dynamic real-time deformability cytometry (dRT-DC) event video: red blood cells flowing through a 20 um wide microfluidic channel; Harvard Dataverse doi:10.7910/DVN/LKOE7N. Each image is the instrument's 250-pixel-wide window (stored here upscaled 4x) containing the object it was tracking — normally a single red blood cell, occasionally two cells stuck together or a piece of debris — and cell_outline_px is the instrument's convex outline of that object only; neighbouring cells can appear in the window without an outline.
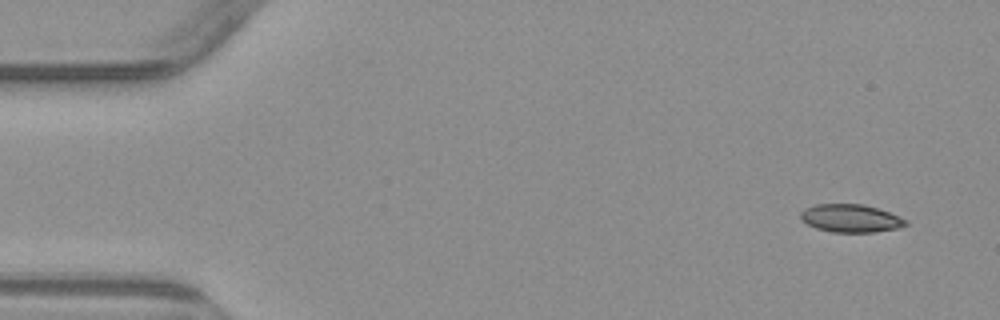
{"species": "common noctule bat (a hibernating species)", "species_latin": "Nyctalus noctula", "temperature_condition": "warm", "stored_images_in_passage": 5, "camera_frame_rate_fps": 3000, "um_per_image_px": 0.085, "animal": {"sex": "male", "body_mass_g": 23.1, "forearm_length_mm": 52.7}, "frame": {"image": 1, "passage_image": 1, "time_ms": 0.0, "image_size_px": [1000, 320], "cell_outline_px": [[908, 224], [900, 228], [872, 232], [832, 232], [816, 228], [800, 220], [800, 212], [804, 208], [816, 204], [864, 204], [888, 212], [908, 220]], "centroid_in_image_um": [72.29, 18.55], "position_along_channel_um": 12.7, "area_um2": 17.17}}
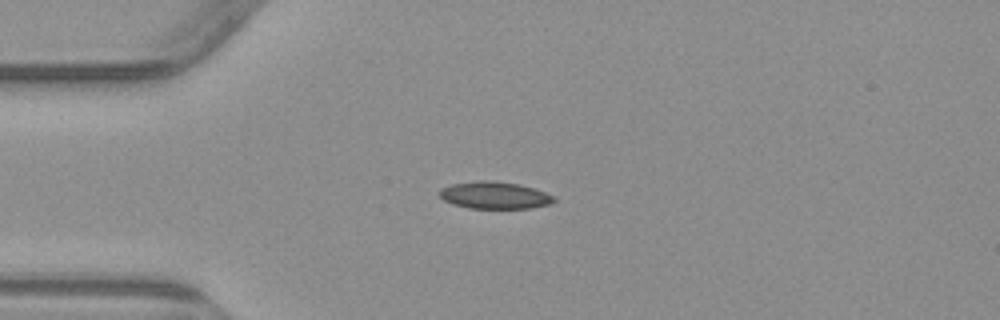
{"frame": {"image": 2, "passage_image": 3, "time_ms": 3.333, "image_size_px": [1000, 320], "cell_outline_px": [[556, 200], [548, 204], [528, 208], [468, 208], [452, 204], [444, 200], [440, 196], [440, 188], [452, 184], [480, 180], [492, 180], [520, 184], [556, 196]], "centroid_in_image_um": [42.03, 16.59], "position_along_channel_um": 43.0, "area_um2": 18.03}}
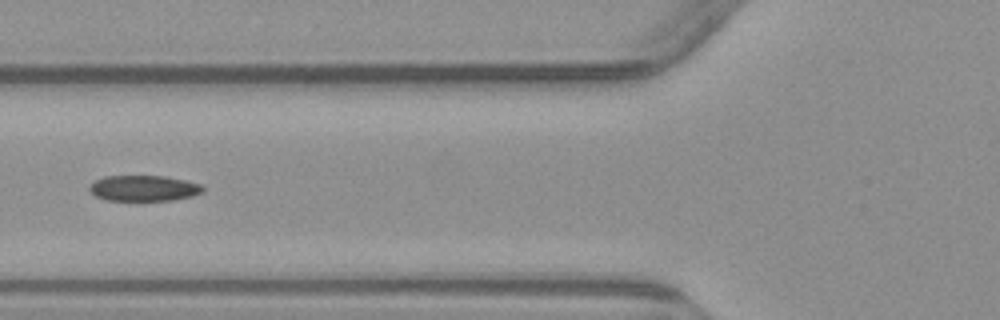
{"frame": {"image": 3, "passage_image": 5, "time_ms": 5.667, "image_size_px": [1000, 320], "cell_outline_px": [[204, 192], [192, 196], [172, 200], [108, 200], [96, 196], [88, 188], [96, 180], [104, 176], [164, 176], [184, 180], [200, 184], [204, 188]], "centroid_in_image_um": [12.25, 15.99], "position_along_channel_um": 113.6, "area_um2": 16.82}}